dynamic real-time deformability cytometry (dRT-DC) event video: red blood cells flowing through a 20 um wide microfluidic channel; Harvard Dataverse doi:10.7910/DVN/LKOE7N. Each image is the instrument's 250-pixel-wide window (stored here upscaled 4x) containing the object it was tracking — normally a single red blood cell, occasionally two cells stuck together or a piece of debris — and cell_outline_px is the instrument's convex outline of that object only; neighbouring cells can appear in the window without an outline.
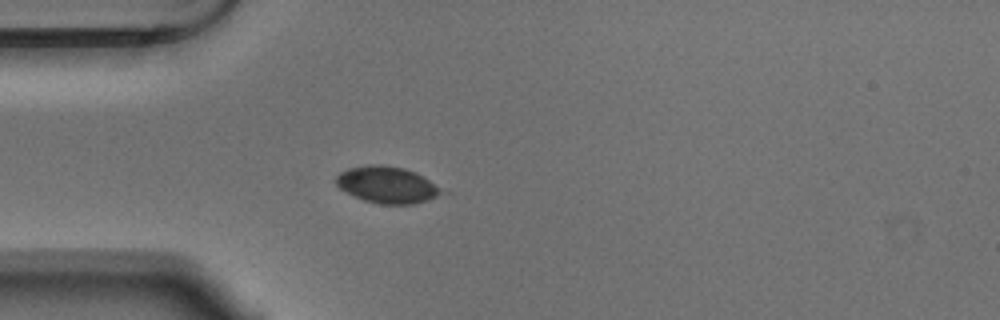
{"species": "Egyptian fruit bat (a non-hibernating species)", "species_latin": "Rousettus aegyptiacus", "temperature_condition": "warm", "stored_images_in_passage": 34, "camera_frame_rate_fps": 3000, "um_per_image_px": 0.085, "animal": {"sex": "male"}, "frame": {"image": 1, "passage_image": 7, "time_ms": 2.0, "image_size_px": [1000, 320], "cell_outline_px": [[452, 192], [416, 204], [380, 204], [364, 200], [340, 188], [336, 184], [336, 176], [340, 172], [348, 168], [368, 164], [380, 164], [404, 168], [416, 172]], "centroid_in_image_um": [33.02, 15.71], "position_along_channel_um": 52.0, "area_um2": 23.0}}
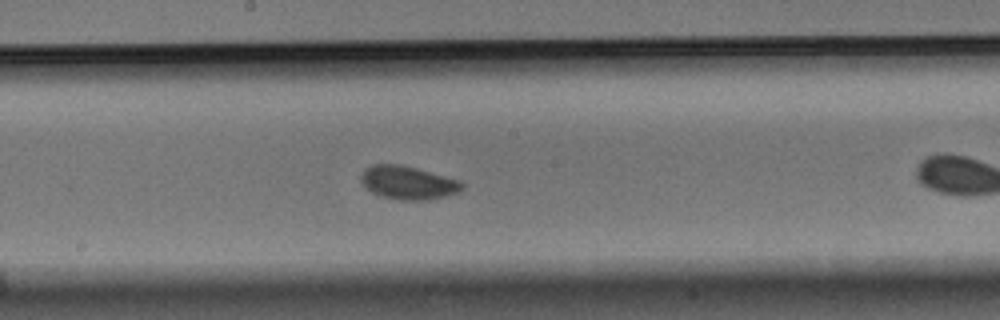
{"frame": {"image": 2, "passage_image": 17, "time_ms": 5.333, "image_size_px": [1000, 320], "cell_outline_px": [[464, 188], [460, 192], [428, 200], [400, 200], [380, 196], [372, 192], [360, 180], [360, 176], [364, 168], [372, 164], [400, 164], [416, 168], [460, 180], [464, 184]], "centroid_in_image_um": [34.68, 15.52], "position_along_channel_um": 213.5, "area_um2": 19.71}}
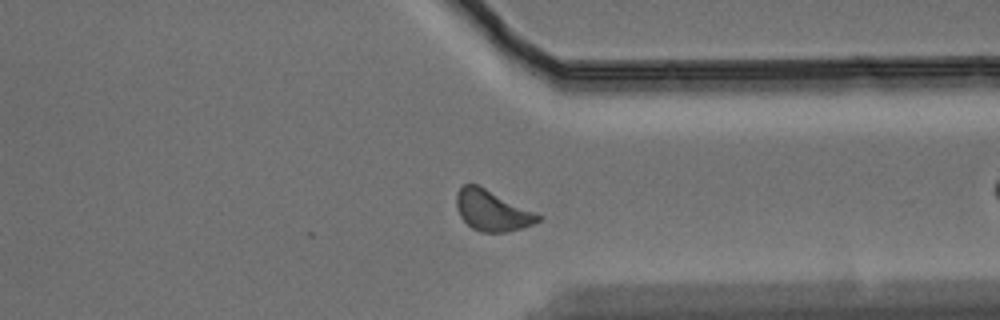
{"frame": {"image": 3, "passage_image": 30, "time_ms": 9.667, "image_size_px": [1000, 320], "cell_outline_px": [[544, 216], [540, 220], [532, 224], [520, 228], [504, 232], [484, 232], [472, 228], [460, 216], [456, 208], [456, 192], [464, 184], [476, 184], [536, 212]], "centroid_in_image_um": [41.82, 17.89], "position_along_channel_um": 369.6, "area_um2": 19.13}}